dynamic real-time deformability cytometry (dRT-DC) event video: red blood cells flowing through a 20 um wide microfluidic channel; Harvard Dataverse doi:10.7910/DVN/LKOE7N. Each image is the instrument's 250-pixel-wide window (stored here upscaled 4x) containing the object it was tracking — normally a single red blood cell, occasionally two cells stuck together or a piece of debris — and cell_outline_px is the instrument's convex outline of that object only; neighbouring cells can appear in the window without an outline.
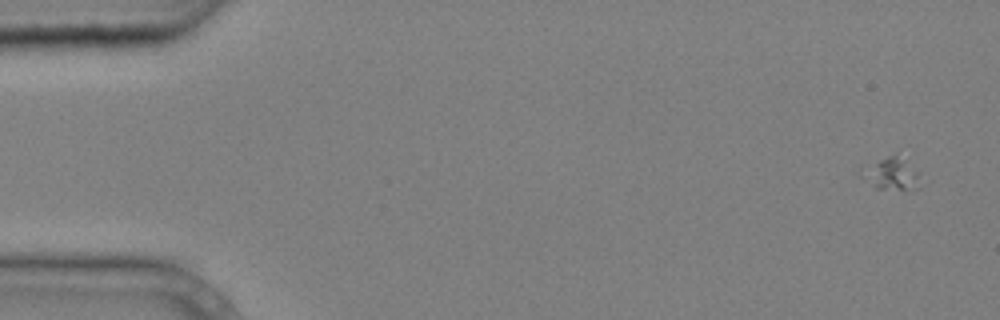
{"species": "common noctule bat (a hibernating species)", "species_latin": "Nyctalus noctula", "temperature_condition": "cold", "stored_images_in_passage": 5, "camera_frame_rate_fps": 3000, "um_per_image_px": 0.085, "animal": {"sex": "male", "body_mass_g": 20.4}, "frame": {"image": 1, "passage_image": 1, "time_ms": 0.0, "image_size_px": [1000, 320], "cell_outline_px": [[928, 180], [920, 188], [876, 188], [860, 176], [856, 172], [860, 168], [896, 152], [920, 172]], "centroid_in_image_um": [75.85, 14.75], "position_along_channel_um": 9.1, "area_um2": 11.68}}
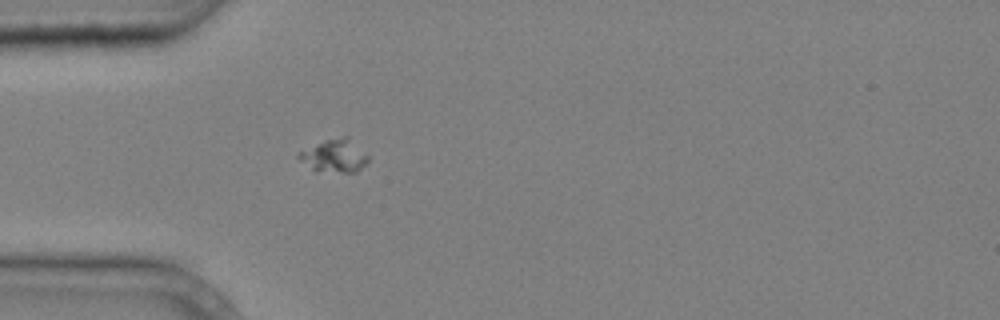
{"frame": {"image": 2, "passage_image": 5, "time_ms": 1.333, "image_size_px": [1000, 320], "cell_outline_px": [[368, 160], [356, 172], [340, 172], [312, 168], [300, 160], [296, 156], [300, 152], [328, 140], [340, 136], [348, 136], [368, 156]], "centroid_in_image_um": [28.47, 13.23], "position_along_channel_um": 56.5, "area_um2": 12.54}}